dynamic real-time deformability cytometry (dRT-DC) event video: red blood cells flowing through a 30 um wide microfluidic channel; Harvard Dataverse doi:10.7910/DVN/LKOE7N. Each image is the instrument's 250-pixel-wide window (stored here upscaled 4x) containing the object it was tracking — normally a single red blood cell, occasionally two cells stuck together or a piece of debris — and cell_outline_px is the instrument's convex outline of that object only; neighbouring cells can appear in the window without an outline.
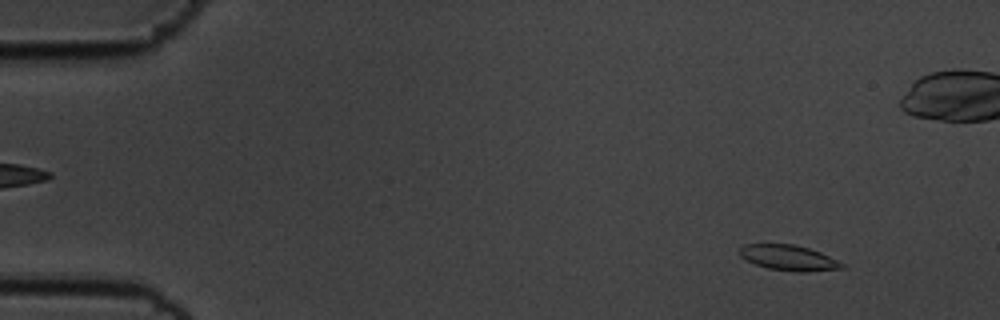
{"species": "common noctule bat (a hibernating species)", "species_latin": "Nyctalus noctula", "temperature_condition": "cold", "stored_images_in_passage": 57, "camera_frame_rate_fps": 3000, "um_per_image_px": 0.085, "animal": {"sex": "male", "body_mass_g": 19.5, "forearm_length_mm": 54.6}, "frame": {"image": 1, "passage_image": 5, "time_ms": 1.333, "image_size_px": [1000, 320], "cell_outline_px": [[844, 268], [804, 272], [796, 272], [768, 268], [744, 260], [740, 256], [740, 248], [744, 244], [796, 244], [820, 252], [844, 264]], "centroid_in_image_um": [67.01, 21.91], "position_along_channel_um": 18.0, "area_um2": 15.09}}
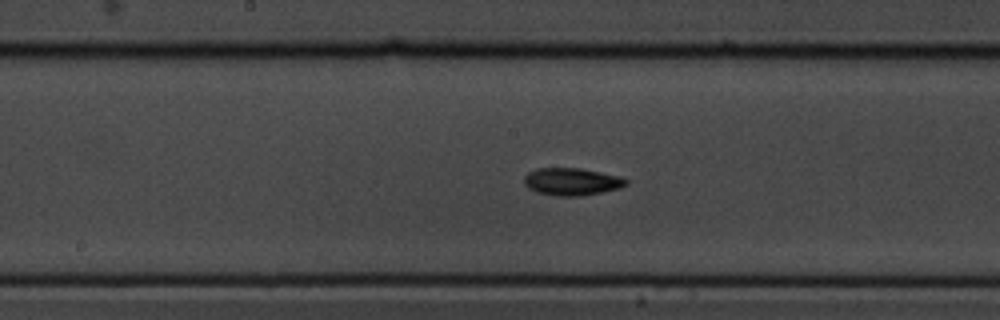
{"frame": {"image": 2, "passage_image": 29, "time_ms": 9.333, "image_size_px": [1000, 320], "cell_outline_px": [[628, 184], [620, 188], [580, 196], [556, 196], [536, 192], [528, 188], [524, 184], [524, 176], [528, 172], [536, 168], [580, 168], [620, 176], [628, 180]], "centroid_in_image_um": [48.58, 15.44], "position_along_channel_um": 199.6, "area_um2": 16.36}}
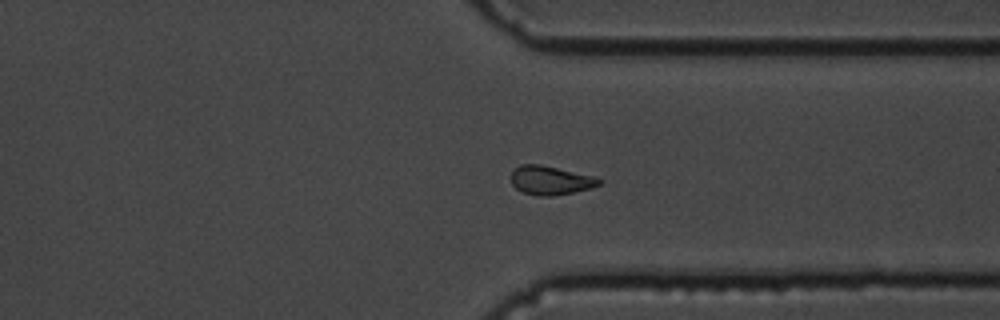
{"frame": {"image": 3, "passage_image": 43, "time_ms": 14.0, "image_size_px": [1000, 320], "cell_outline_px": [[604, 180], [600, 184], [592, 188], [556, 196], [536, 196], [520, 192], [512, 184], [512, 172], [520, 164], [540, 164], [596, 176]], "centroid_in_image_um": [46.83, 15.34], "position_along_channel_um": 364.6, "area_um2": 15.09}, "authors_computed_cell_mechanics": {"area_um2": 15.317, "velocity_mm_per_s": 3.5389, "shape_relaxation_time_tau1_ms": 4.777, "shape_relaxation_time_tau2_ms": null, "deformation_change_tau1": 0.116, "deformation_change_tau2": null}}